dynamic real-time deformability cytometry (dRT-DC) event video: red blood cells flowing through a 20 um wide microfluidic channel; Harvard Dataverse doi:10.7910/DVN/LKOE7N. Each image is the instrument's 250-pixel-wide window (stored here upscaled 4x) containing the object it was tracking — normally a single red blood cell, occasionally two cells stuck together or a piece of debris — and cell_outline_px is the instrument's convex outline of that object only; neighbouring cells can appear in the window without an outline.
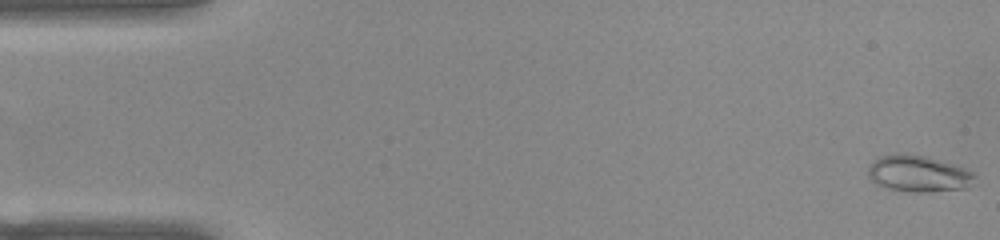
{"species": "common noctule bat (a hibernating species)", "species_latin": "Nyctalus noctula", "temperature_condition": "warm", "stored_images_in_passage": 52, "camera_frame_rate_fps": 3000, "um_per_image_px": 0.085, "animal": {"sex": "female", "body_mass_g": 22.0, "forearm_length_mm": 56.7}, "frame": {"image": 1, "passage_image": 1, "time_ms": 0.0, "image_size_px": [1000, 240], "cell_outline_px": [[976, 176], [964, 188], [928, 192], [916, 192], [888, 188], [876, 184], [868, 176], [868, 168], [880, 156], [896, 152], [924, 156], [964, 168], [972, 172]], "centroid_in_image_um": [78.01, 14.75], "position_along_channel_um": 7.0, "area_um2": 22.14}}
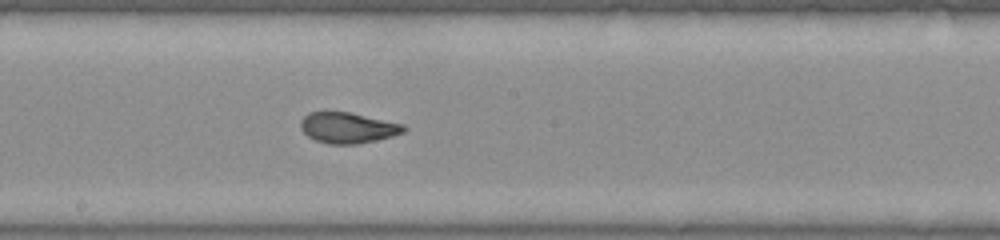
{"frame": {"image": 2, "passage_image": 28, "time_ms": 9.0, "image_size_px": [1000, 240], "cell_outline_px": [[408, 128], [404, 132], [392, 136], [376, 140], [356, 144], [328, 144], [316, 140], [308, 136], [300, 128], [300, 120], [308, 112], [348, 112], [404, 124]], "centroid_in_image_um": [29.56, 10.86], "position_along_channel_um": 218.6, "area_um2": 18.44}}
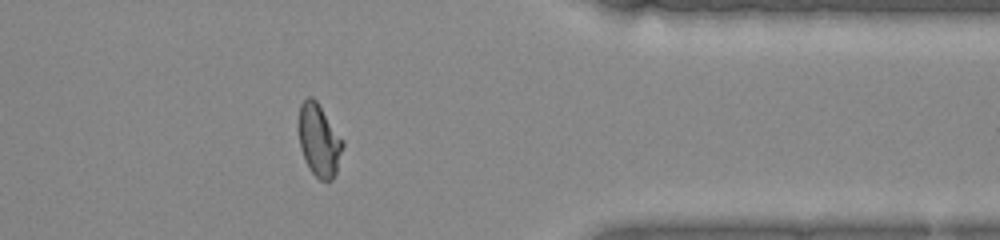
{"frame": {"image": 3, "passage_image": 42, "time_ms": 13.667, "image_size_px": [1000, 240], "cell_outline_px": [[344, 144], [336, 172], [332, 180], [320, 180], [308, 168], [304, 160], [300, 148], [296, 128], [300, 104], [308, 96], [312, 96], [316, 100], [344, 140]], "centroid_in_image_um": [27.08, 11.9], "position_along_channel_um": 384.3, "area_um2": 19.07}, "authors_computed_cell_mechanics": {"area_um2": 18.9873, "velocity_mm_per_s": 3.9085, "shape_relaxation_time_tau1_ms": 7.5471, "shape_relaxation_time_tau2_ms": 0.7861, "deformation_change_tau1": 0.2659, "deformation_change_tau2": 0.0576}}